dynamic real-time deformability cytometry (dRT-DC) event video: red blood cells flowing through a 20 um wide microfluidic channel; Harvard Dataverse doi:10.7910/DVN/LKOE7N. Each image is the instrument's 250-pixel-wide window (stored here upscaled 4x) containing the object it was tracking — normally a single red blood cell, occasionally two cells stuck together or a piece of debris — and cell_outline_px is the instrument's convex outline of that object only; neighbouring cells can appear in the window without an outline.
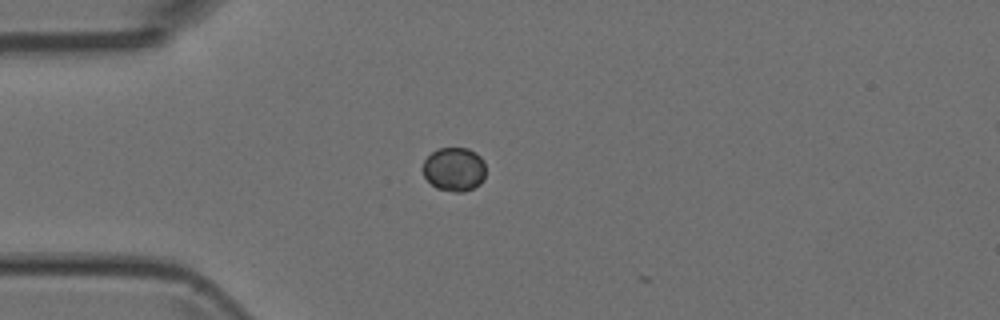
{"species": "Egyptian fruit bat (a non-hibernating species)", "species_latin": "Rousettus aegyptiacus", "temperature_condition": "room temperature", "stored_images_in_passage": 2, "camera_frame_rate_fps": 3000, "um_per_image_px": 0.085, "animal": {"sex": "female"}, "frame": {"image": 1, "passage_image": 1, "time_ms": 0.0, "image_size_px": [1000, 320], "cell_outline_px": [[484, 180], [480, 184], [464, 192], [456, 192], [436, 188], [424, 176], [424, 160], [436, 148], [468, 148], [476, 152], [484, 160]], "centroid_in_image_um": [38.62, 14.38], "position_along_channel_um": 46.4, "area_um2": 16.07}}